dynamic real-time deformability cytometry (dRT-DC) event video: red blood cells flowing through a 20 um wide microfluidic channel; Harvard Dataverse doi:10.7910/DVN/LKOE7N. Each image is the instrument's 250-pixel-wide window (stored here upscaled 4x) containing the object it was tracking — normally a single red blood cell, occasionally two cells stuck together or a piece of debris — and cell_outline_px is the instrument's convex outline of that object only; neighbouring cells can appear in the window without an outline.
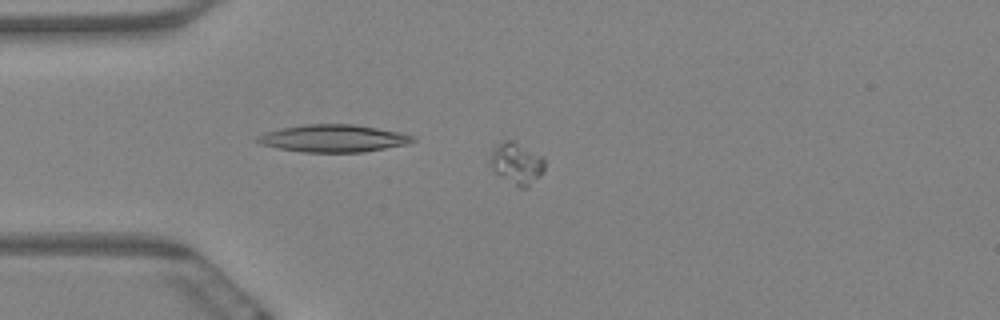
{"species": "Egyptian fruit bat (a non-hibernating species)", "species_latin": "Rousettus aegyptiacus", "temperature_condition": "warm", "stored_images_in_passage": 2, "camera_frame_rate_fps": 3000, "um_per_image_px": 0.085, "animal": {"sex": "female"}, "frame": {"image": 1, "passage_image": 1, "time_ms": 0.0, "image_size_px": [1000, 320], "cell_outline_px": [[544, 168], [540, 176], [524, 188], [516, 188], [500, 176], [488, 164], [488, 160], [492, 148], [504, 140], [512, 140], [544, 156]], "centroid_in_image_um": [43.88, 13.88], "position_along_channel_um": 41.1, "area_um2": 13.41}}